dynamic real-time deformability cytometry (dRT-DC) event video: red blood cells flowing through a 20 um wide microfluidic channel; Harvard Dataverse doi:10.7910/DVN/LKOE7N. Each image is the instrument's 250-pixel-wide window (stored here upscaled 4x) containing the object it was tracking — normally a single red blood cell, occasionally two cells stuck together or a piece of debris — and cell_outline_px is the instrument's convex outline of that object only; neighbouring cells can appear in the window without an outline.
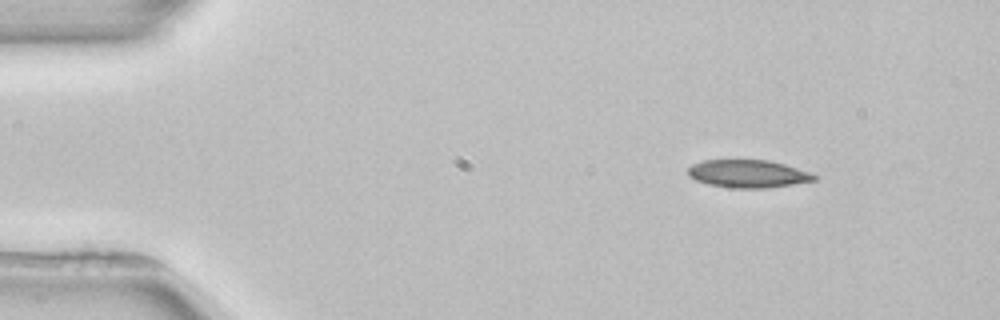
{"species": "common noctule bat (a hibernating species)", "species_latin": "Nyctalus noctula", "temperature_condition": "room temperature", "stored_images_in_passage": 3, "camera_frame_rate_fps": 3000, "um_per_image_px": 0.085, "animal": {"sex": "female", "body_mass_g": 22.7, "forearm_length_mm": 54.2}, "frame": {"image": 1, "passage_image": 1, "time_ms": 0.0, "image_size_px": [1000, 320], "cell_outline_px": [[820, 176], [816, 180], [792, 184], [764, 188], [732, 188], [708, 184], [696, 180], [688, 176], [688, 168], [692, 164], [704, 160], [768, 160], [784, 164]], "centroid_in_image_um": [63.56, 14.77], "position_along_channel_um": 21.4, "area_um2": 20.35}}
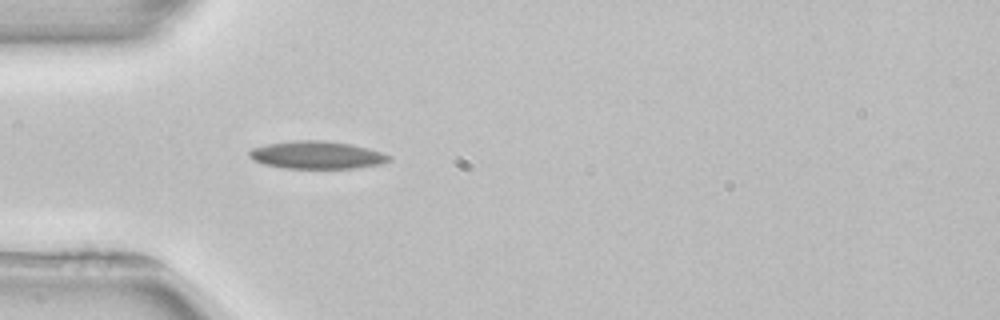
{"frame": {"image": 2, "passage_image": 3, "time_ms": 3.0, "image_size_px": [1000, 320], "cell_outline_px": [[392, 160], [380, 164], [352, 168], [284, 168], [264, 164], [252, 160], [248, 156], [248, 152], [252, 148], [268, 144], [296, 140], [324, 140], [352, 144], [368, 148], [392, 156]], "centroid_in_image_um": [26.92, 13.17], "position_along_channel_um": 58.1, "area_um2": 22.54}}